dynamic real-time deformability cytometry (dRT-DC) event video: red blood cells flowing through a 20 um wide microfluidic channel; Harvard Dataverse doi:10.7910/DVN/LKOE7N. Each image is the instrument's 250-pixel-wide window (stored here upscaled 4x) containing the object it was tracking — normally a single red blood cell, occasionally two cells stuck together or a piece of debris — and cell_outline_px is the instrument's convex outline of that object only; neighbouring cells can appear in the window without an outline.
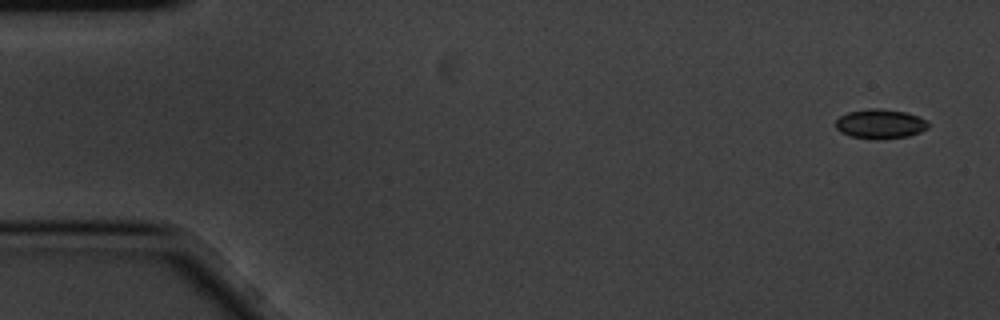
{"species": "common noctule bat (a hibernating species)", "species_latin": "Nyctalus noctula", "temperature_condition": "cold", "stored_images_in_passage": 6, "segment_of_instrument_passage": [1, 2], "camera_frame_rate_fps": 3000, "um_per_image_px": 0.085, "animal": {"sex": "male", "body_mass_g": 20.1, "forearm_length_mm": 53.5}, "frame": {"image": 1, "passage_image": 1, "time_ms": 0.0, "image_size_px": [1000, 320], "cell_outline_px": [[928, 128], [920, 132], [908, 136], [880, 140], [876, 140], [852, 136], [840, 132], [836, 128], [836, 120], [840, 116], [848, 112], [868, 108], [880, 108], [904, 112], [916, 116], [924, 120], [928, 124]], "centroid_in_image_um": [74.79, 10.54], "position_along_channel_um": 10.2, "area_um2": 15.84}}
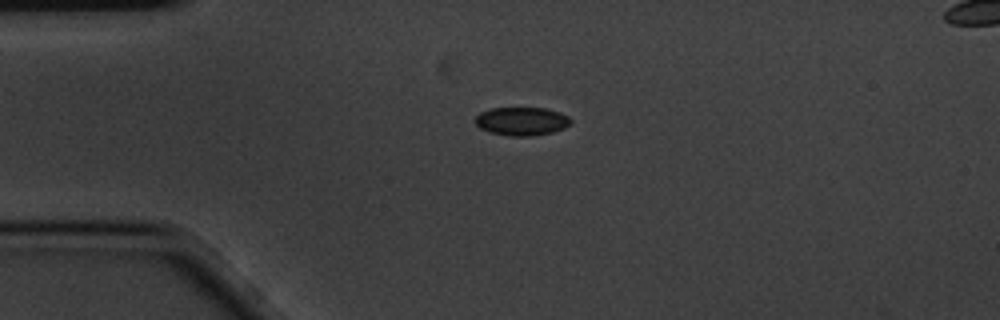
{"frame": {"image": 2, "passage_image": 4, "time_ms": 1.0, "image_size_px": [1000, 320], "cell_outline_px": [[572, 124], [564, 128], [552, 132], [528, 136], [508, 136], [488, 132], [480, 128], [476, 124], [476, 116], [480, 112], [492, 108], [544, 108], [560, 112], [568, 116], [572, 120]], "centroid_in_image_um": [44.36, 10.31], "position_along_channel_um": 40.6, "area_um2": 15.84}}